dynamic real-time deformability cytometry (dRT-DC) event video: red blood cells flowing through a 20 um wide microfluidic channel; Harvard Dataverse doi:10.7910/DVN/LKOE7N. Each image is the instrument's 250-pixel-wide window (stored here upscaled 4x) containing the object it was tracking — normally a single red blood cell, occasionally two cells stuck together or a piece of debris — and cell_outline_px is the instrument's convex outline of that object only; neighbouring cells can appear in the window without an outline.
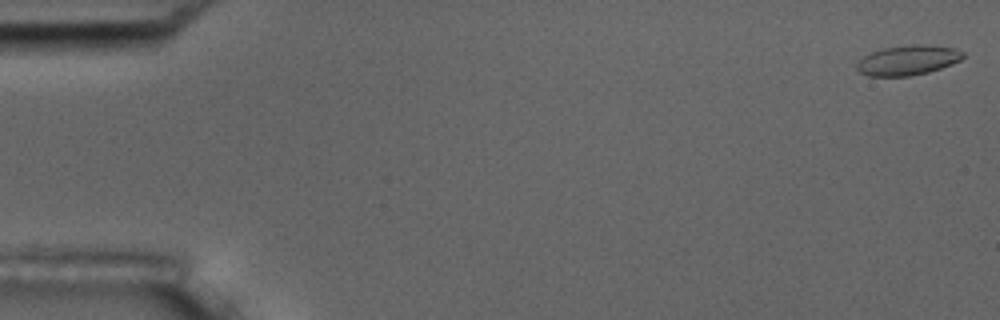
{"species": "common noctule bat (a hibernating species)", "species_latin": "Nyctalus noctula", "temperature_condition": "room temperature", "stored_images_in_passage": 7, "camera_frame_rate_fps": 3000, "um_per_image_px": 0.085, "animal": {"sex": "male", "body_mass_g": 17.5, "forearm_length_mm": 52.3}, "frame": {"image": 1, "passage_image": 1, "time_ms": 0.0, "image_size_px": [1000, 320], "cell_outline_px": [[964, 56], [960, 60], [952, 64], [928, 72], [912, 76], [868, 76], [860, 72], [856, 68], [856, 64], [864, 56], [872, 52], [884, 48], [912, 44], [924, 44], [952, 48], [964, 52]], "centroid_in_image_um": [77.16, 5.12], "position_along_channel_um": 7.8, "area_um2": 18.38}}
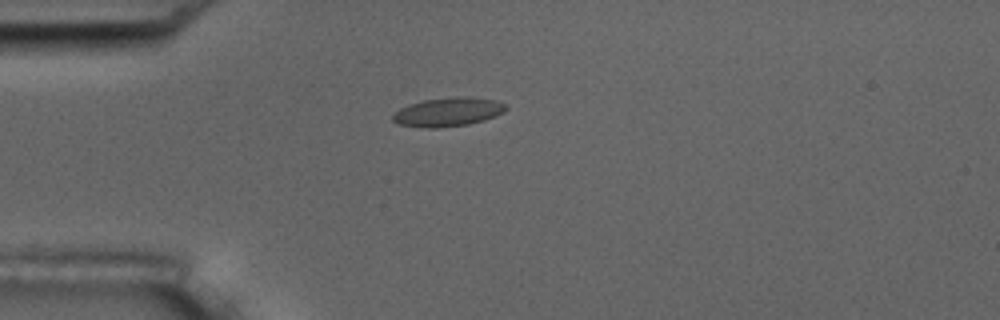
{"frame": {"image": 2, "passage_image": 5, "time_ms": 4.667, "image_size_px": [1000, 320], "cell_outline_px": [[508, 108], [504, 112], [496, 116], [484, 120], [468, 124], [436, 128], [424, 128], [400, 124], [392, 120], [392, 116], [400, 108], [408, 104], [424, 100], [456, 96], [468, 96], [496, 100], [508, 104]], "centroid_in_image_um": [38.13, 9.5], "position_along_channel_um": 46.9, "area_um2": 19.19}}
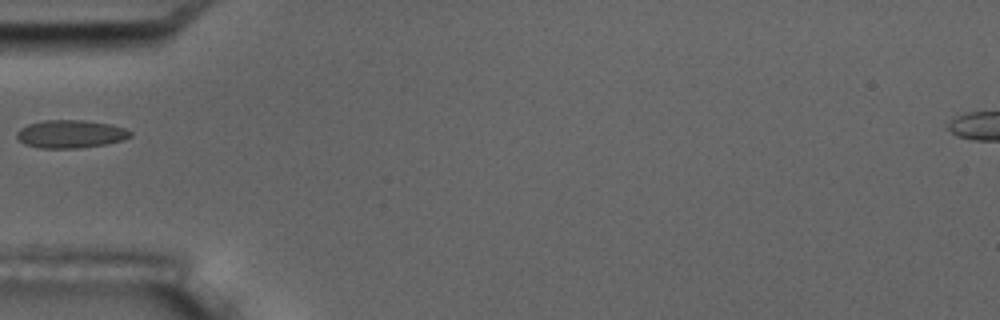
{"frame": {"image": 3, "passage_image": 6, "time_ms": 6.0, "image_size_px": [1000, 320], "cell_outline_px": [[132, 136], [124, 140], [104, 144], [80, 148], [40, 148], [24, 144], [16, 136], [16, 132], [20, 128], [28, 124], [44, 120], [84, 120], [112, 124], [124, 128], [132, 132]], "centroid_in_image_um": [6.01, 11.38], "position_along_channel_um": 79.0, "area_um2": 18.61}}